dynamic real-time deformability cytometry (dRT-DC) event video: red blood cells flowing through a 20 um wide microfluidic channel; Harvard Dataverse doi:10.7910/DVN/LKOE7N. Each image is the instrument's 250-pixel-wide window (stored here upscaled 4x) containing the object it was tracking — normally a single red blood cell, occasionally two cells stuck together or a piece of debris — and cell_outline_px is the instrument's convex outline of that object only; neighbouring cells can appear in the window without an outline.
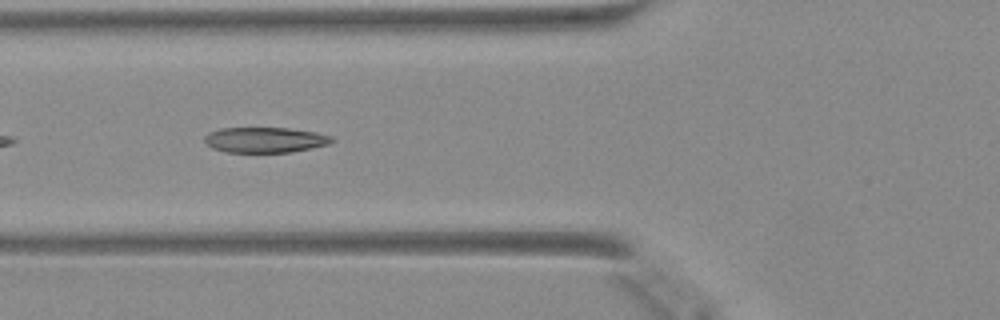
{"species": "Egyptian fruit bat (a non-hibernating species)", "species_latin": "Rousettus aegyptiacus", "temperature_condition": "warm", "stored_images_in_passage": 35, "camera_frame_rate_fps": 3000, "um_per_image_px": 0.085, "animal": {"sex": "female"}, "frame": {"image": 1, "passage_image": 5, "time_ms": 1.333, "image_size_px": [1000, 320], "cell_outline_px": [[336, 140], [328, 144], [312, 148], [292, 152], [224, 152], [212, 148], [204, 140], [204, 136], [208, 132], [220, 128], [288, 128], [316, 132], [332, 136]], "centroid_in_image_um": [22.53, 11.89], "position_along_channel_um": 103.3, "area_um2": 18.96}}
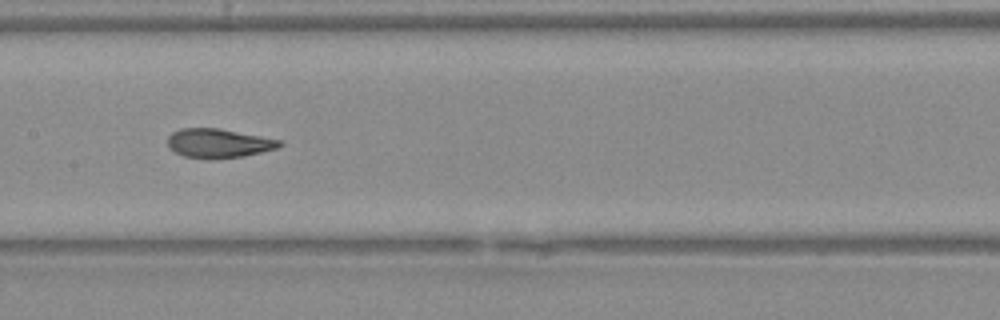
{"frame": {"image": 2, "passage_image": 11, "time_ms": 3.333, "image_size_px": [1000, 320], "cell_outline_px": [[284, 144], [276, 148], [244, 156], [184, 156], [168, 148], [168, 136], [172, 132], [180, 128], [220, 128], [280, 140]], "centroid_in_image_um": [18.56, 12.12], "position_along_channel_um": 188.8, "area_um2": 18.21}}
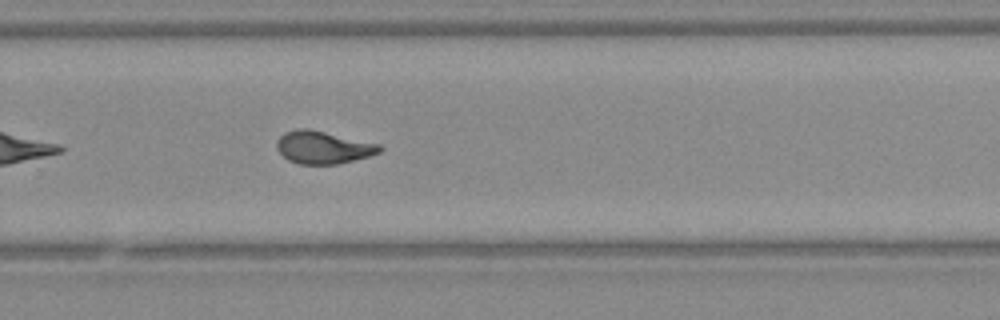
{"frame": {"image": 3, "passage_image": 19, "time_ms": 6.0, "image_size_px": [1000, 320], "cell_outline_px": [[384, 148], [380, 152], [368, 156], [336, 164], [300, 164], [288, 160], [276, 148], [276, 144], [280, 136], [284, 132], [300, 128], [308, 128], [380, 144]], "centroid_in_image_um": [27.46, 12.52], "position_along_channel_um": 302.3, "area_um2": 19.42}}